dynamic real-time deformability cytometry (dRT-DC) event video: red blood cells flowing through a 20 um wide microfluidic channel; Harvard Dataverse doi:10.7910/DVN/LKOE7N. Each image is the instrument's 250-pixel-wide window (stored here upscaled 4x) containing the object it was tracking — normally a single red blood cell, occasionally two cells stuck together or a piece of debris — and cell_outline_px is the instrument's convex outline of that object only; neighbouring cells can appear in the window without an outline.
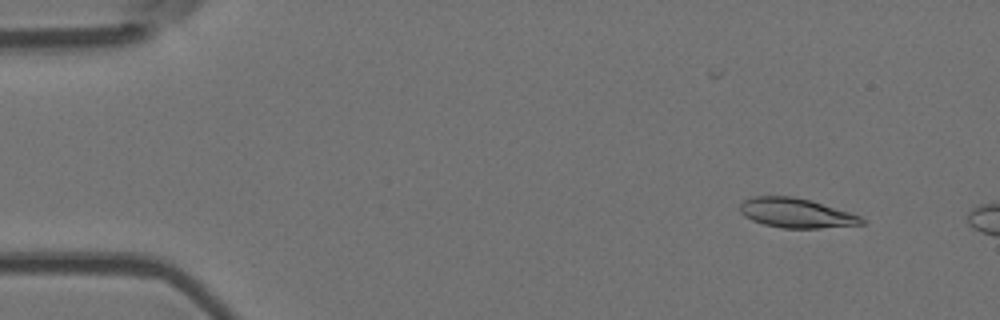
{"species": "Egyptian fruit bat (a non-hibernating species)", "species_latin": "Rousettus aegyptiacus", "temperature_condition": "room temperature", "stored_images_in_passage": 4, "camera_frame_rate_fps": 3000, "um_per_image_px": 0.085, "animal": {"sex": "female"}, "frame": {"image": 1, "passage_image": 2, "time_ms": 0.333, "image_size_px": [1000, 320], "cell_outline_px": [[868, 220], [864, 224], [820, 228], [780, 228], [764, 224], [752, 220], [744, 216], [740, 212], [740, 204], [744, 200], [752, 196], [792, 196], [812, 200], [860, 216]], "centroid_in_image_um": [67.68, 18.1], "position_along_channel_um": 17.3, "area_um2": 21.04}}